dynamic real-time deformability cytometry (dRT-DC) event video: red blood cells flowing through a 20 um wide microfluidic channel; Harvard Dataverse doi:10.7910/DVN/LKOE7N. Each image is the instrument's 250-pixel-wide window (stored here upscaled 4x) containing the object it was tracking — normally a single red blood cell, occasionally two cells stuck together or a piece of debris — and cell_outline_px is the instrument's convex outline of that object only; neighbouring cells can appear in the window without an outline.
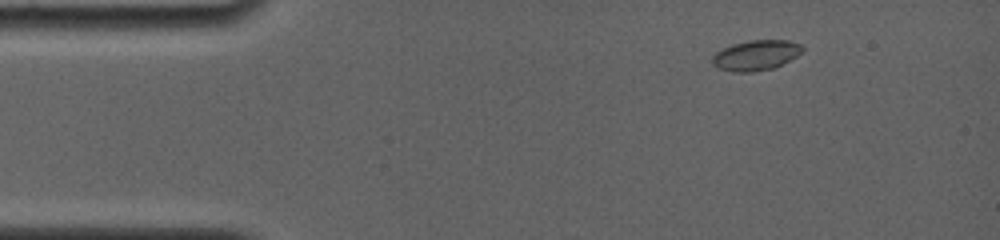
{"species": "common noctule bat (a hibernating species)", "species_latin": "Nyctalus noctula", "temperature_condition": "room temperature", "stored_images_in_passage": 5, "camera_frame_rate_fps": 4000, "um_per_image_px": 0.085, "animal": {"sex": "female", "body_mass_g": 19.0, "forearm_length_mm": 56.7}, "frame": {"image": 1, "passage_image": 2, "time_ms": 1.0, "image_size_px": [1000, 240], "cell_outline_px": [[804, 48], [796, 56], [772, 68], [752, 72], [732, 72], [716, 68], [712, 64], [712, 56], [716, 52], [732, 44], [752, 40], [788, 40], [800, 44]], "centroid_in_image_um": [64.2, 4.7], "position_along_channel_um": 20.8, "area_um2": 15.72}}
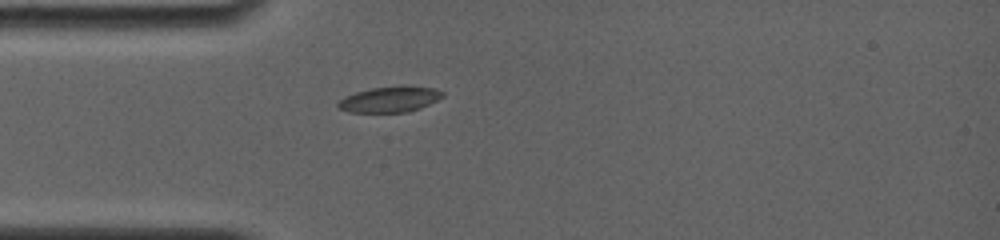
{"frame": {"image": 2, "passage_image": 5, "time_ms": 3.5, "image_size_px": [1000, 240], "cell_outline_px": [[444, 96], [420, 108], [408, 112], [348, 112], [336, 108], [336, 104], [344, 96], [356, 92], [372, 88], [408, 84], [436, 88], [444, 92]], "centroid_in_image_um": [33.14, 8.42], "position_along_channel_um": 51.9, "area_um2": 16.01}}